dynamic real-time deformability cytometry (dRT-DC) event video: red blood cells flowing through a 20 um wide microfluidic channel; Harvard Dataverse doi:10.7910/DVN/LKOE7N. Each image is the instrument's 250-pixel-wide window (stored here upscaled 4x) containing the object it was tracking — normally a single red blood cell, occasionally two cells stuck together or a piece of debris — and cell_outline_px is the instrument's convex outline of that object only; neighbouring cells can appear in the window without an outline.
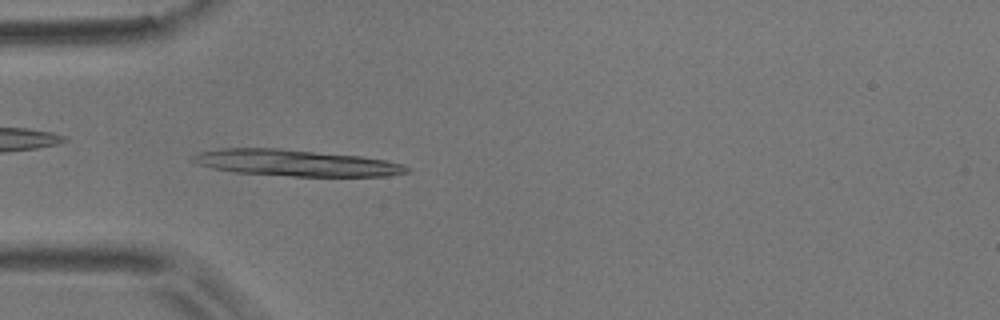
{"species": "common noctule bat (a hibernating species)", "species_latin": "Nyctalus noctula", "temperature_condition": "room temperature", "stored_images_in_passage": 11, "camera_frame_rate_fps": 3000, "um_per_image_px": 0.085, "animal": {"sex": "male", "body_mass_g": 17.9}, "frame": {"image": 1, "passage_image": 4, "time_ms": 1.0, "image_size_px": [1000, 320], "cell_outline_px": [[408, 172], [388, 176], [292, 176], [236, 172], [212, 168], [200, 164], [192, 160], [192, 156], [200, 152], [220, 148], [280, 148], [360, 156], [384, 160], [404, 164], [408, 168]], "centroid_in_image_um": [25.16, 13.84], "position_along_channel_um": 59.8, "area_um2": 32.66}}